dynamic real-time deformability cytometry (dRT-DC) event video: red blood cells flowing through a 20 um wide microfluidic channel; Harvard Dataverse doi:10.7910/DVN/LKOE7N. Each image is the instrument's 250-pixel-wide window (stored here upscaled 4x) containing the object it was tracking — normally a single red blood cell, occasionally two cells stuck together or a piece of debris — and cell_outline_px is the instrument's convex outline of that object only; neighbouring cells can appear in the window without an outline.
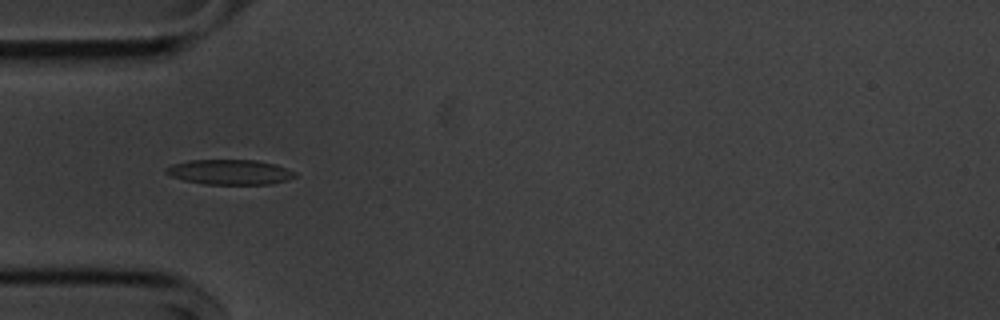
{"species": "common noctule bat (a hibernating species)", "species_latin": "Nyctalus noctula", "temperature_condition": "cold", "stored_images_in_passage": 21, "camera_frame_rate_fps": 3000, "um_per_image_px": 0.085, "animal": {"sex": "male", "body_mass_g": 20.1, "forearm_length_mm": 53.5}, "frame": {"image": 1, "passage_image": 4, "time_ms": 1.0, "image_size_px": [1000, 320], "cell_outline_px": [[296, 176], [288, 180], [268, 184], [204, 184], [184, 180], [172, 176], [164, 172], [164, 168], [172, 164], [188, 160], [256, 160], [276, 164], [296, 172]], "centroid_in_image_um": [19.52, 14.62], "position_along_channel_um": 65.5, "area_um2": 18.84}}
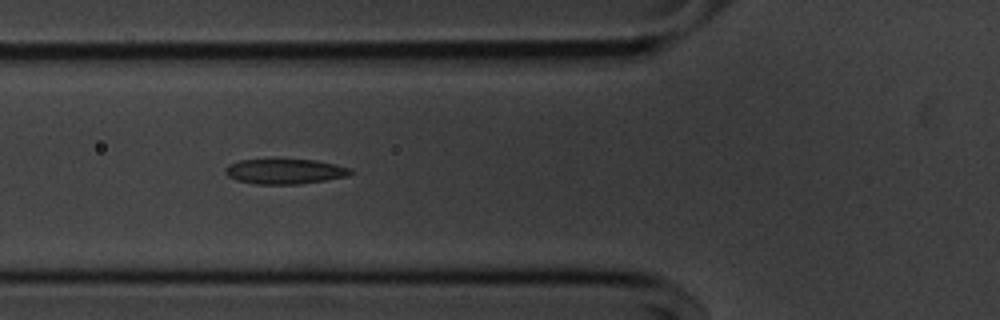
{"frame": {"image": 2, "passage_image": 7, "time_ms": 2.0, "image_size_px": [1000, 320], "cell_outline_px": [[352, 172], [348, 176], [300, 184], [256, 184], [236, 180], [228, 176], [224, 172], [224, 168], [228, 164], [240, 160], [316, 160], [336, 164], [352, 168]], "centroid_in_image_um": [24.2, 14.57], "position_along_channel_um": 101.6, "area_um2": 18.26}}
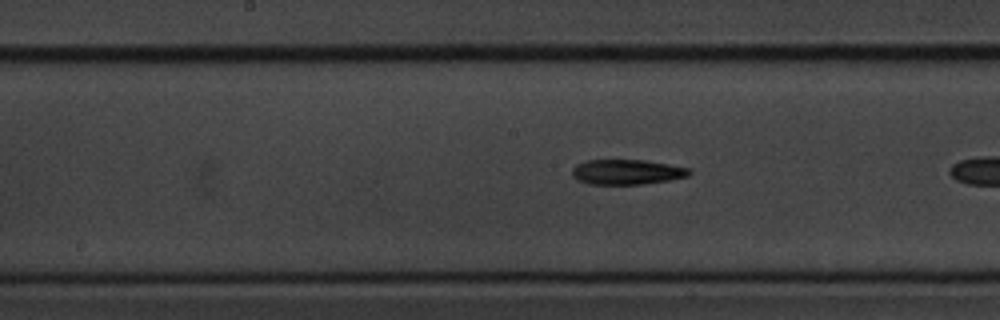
{"frame": {"image": 3, "passage_image": 12, "time_ms": 3.667, "image_size_px": [1000, 320], "cell_outline_px": [[692, 172], [688, 176], [668, 180], [640, 184], [588, 184], [576, 180], [572, 176], [572, 168], [576, 164], [588, 160], [644, 160], [692, 168]], "centroid_in_image_um": [53.27, 14.61], "position_along_channel_um": 194.9, "area_um2": 17.17}}